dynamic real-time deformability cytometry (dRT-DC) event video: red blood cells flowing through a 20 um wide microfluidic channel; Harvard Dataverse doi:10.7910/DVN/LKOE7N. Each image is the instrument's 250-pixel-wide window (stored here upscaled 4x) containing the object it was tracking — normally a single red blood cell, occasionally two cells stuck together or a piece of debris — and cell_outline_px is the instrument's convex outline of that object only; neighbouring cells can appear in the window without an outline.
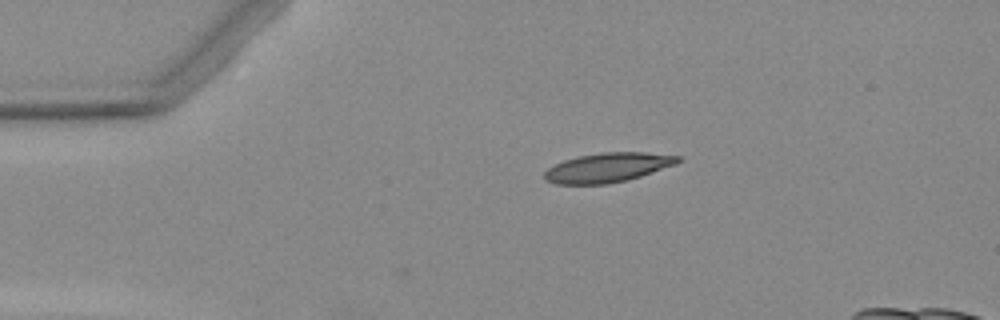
{"species": "Egyptian fruit bat (a non-hibernating species)", "species_latin": "Rousettus aegyptiacus", "temperature_condition": "warm", "stored_images_in_passage": 3, "camera_frame_rate_fps": 3000, "um_per_image_px": 0.085, "animal": {"sex": "female"}, "frame": {"image": 1, "passage_image": 1, "time_ms": 0.0, "image_size_px": [1000, 320], "cell_outline_px": [[680, 160], [676, 164], [628, 180], [604, 184], [556, 184], [544, 180], [544, 172], [548, 168], [564, 160], [580, 156], [600, 152], [644, 152], [680, 156]], "centroid_in_image_um": [51.64, 14.24], "position_along_channel_um": 33.4, "area_um2": 22.72}}
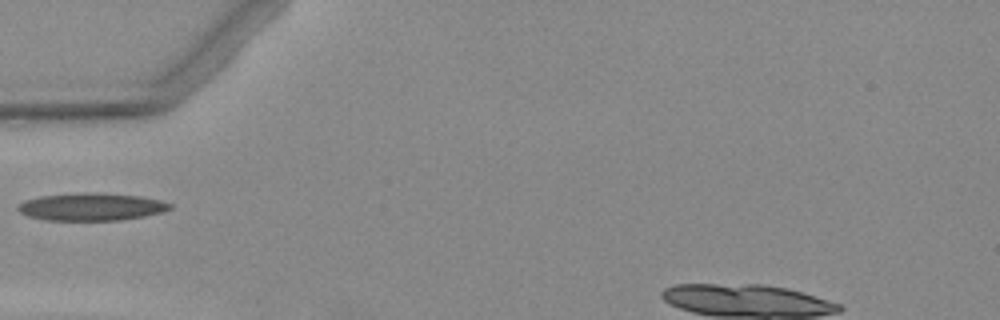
{"frame": {"image": 2, "passage_image": 3, "time_ms": 2.333, "image_size_px": [1000, 320], "cell_outline_px": [[172, 208], [160, 212], [144, 216], [120, 220], [44, 220], [28, 216], [20, 212], [16, 208], [24, 200], [40, 196], [80, 192], [96, 192], [140, 196], [160, 200], [172, 204]], "centroid_in_image_um": [7.74, 17.57], "position_along_channel_um": 77.3, "area_um2": 24.45}}